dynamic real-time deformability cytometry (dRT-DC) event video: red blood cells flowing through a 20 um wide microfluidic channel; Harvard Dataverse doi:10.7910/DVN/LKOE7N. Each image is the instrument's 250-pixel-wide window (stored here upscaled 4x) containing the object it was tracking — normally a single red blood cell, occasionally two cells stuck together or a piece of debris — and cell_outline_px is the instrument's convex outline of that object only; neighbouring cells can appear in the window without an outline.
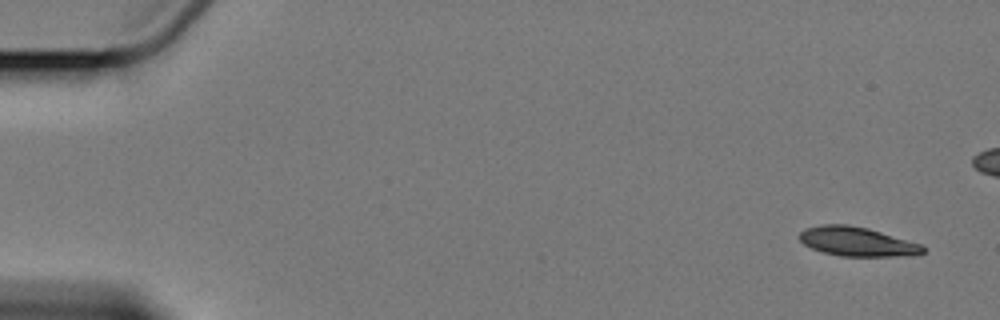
{"species": "Egyptian fruit bat (a non-hibernating species)", "species_latin": "Rousettus aegyptiacus", "temperature_condition": "cold", "stored_images_in_passage": 6, "camera_frame_rate_fps": 3000, "um_per_image_px": 0.085, "animal": {"sex": "female"}, "frame": {"image": 1, "passage_image": 1, "time_ms": 0.0, "image_size_px": [1000, 320], "cell_outline_px": [[924, 252], [904, 256], [840, 256], [824, 252], [812, 248], [804, 244], [800, 240], [800, 232], [804, 228], [824, 224], [848, 224], [868, 228], [920, 244], [924, 248]], "centroid_in_image_um": [72.81, 20.53], "position_along_channel_um": 12.2, "area_um2": 20.75}}
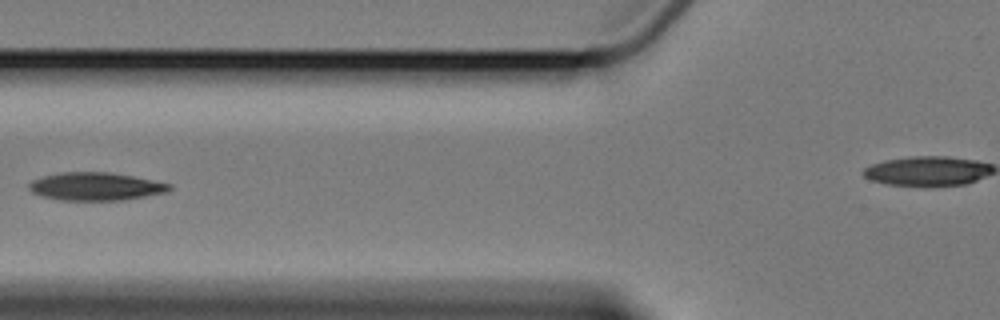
{"frame": {"image": 2, "passage_image": 6, "time_ms": 7.0, "image_size_px": [1000, 320], "cell_outline_px": [[172, 188], [168, 192], [124, 200], [60, 200], [40, 196], [32, 192], [28, 188], [28, 184], [32, 180], [44, 176], [60, 172], [108, 172], [132, 176], [172, 184]], "centroid_in_image_um": [8.12, 15.85], "position_along_channel_um": 117.7, "area_um2": 22.95}}